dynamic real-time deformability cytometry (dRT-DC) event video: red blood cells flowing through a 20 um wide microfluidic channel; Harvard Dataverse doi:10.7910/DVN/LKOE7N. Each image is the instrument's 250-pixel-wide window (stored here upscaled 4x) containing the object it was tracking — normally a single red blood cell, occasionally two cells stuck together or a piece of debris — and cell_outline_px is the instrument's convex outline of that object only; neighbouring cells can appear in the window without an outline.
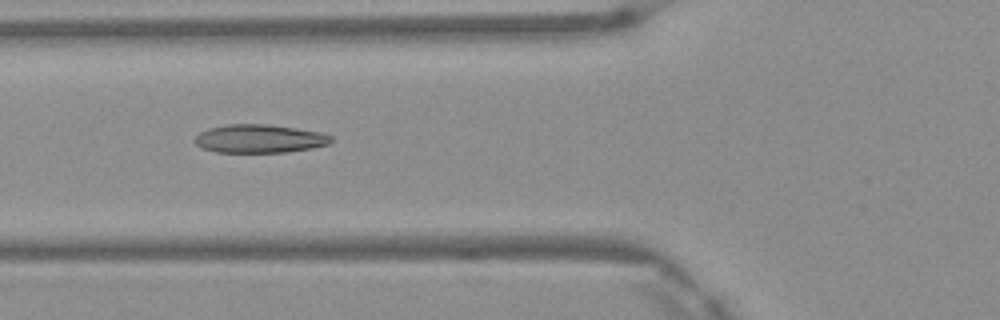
{"species": "Egyptian fruit bat (a non-hibernating species)", "species_latin": "Rousettus aegyptiacus", "temperature_condition": "warm", "stored_images_in_passage": 3, "camera_frame_rate_fps": 3000, "um_per_image_px": 0.085, "frame": {"image": 1, "passage_image": 2, "time_ms": 0.333, "image_size_px": [1000, 320], "cell_outline_px": [[332, 140], [328, 144], [312, 148], [288, 152], [216, 152], [204, 148], [196, 144], [192, 140], [200, 132], [208, 128], [228, 124], [268, 124], [296, 128], [320, 132], [332, 136]], "centroid_in_image_um": [22.05, 11.78], "position_along_channel_um": 103.8, "area_um2": 22.54}}
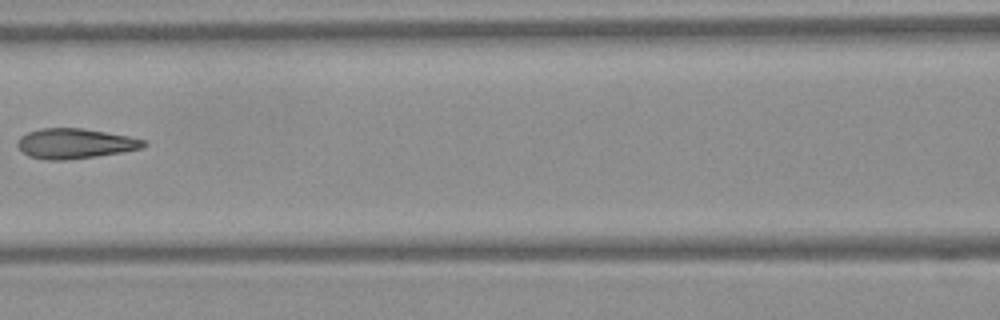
{"frame": {"image": 2, "passage_image": 3, "time_ms": 0.667, "image_size_px": [1000, 320], "cell_outline_px": [[148, 144], [144, 148], [96, 156], [64, 160], [44, 160], [28, 156], [16, 144], [16, 140], [20, 136], [28, 132], [40, 128], [84, 128], [128, 136], [144, 140]], "centroid_in_image_um": [6.35, 12.19], "position_along_channel_um": 160.2, "area_um2": 22.14}}